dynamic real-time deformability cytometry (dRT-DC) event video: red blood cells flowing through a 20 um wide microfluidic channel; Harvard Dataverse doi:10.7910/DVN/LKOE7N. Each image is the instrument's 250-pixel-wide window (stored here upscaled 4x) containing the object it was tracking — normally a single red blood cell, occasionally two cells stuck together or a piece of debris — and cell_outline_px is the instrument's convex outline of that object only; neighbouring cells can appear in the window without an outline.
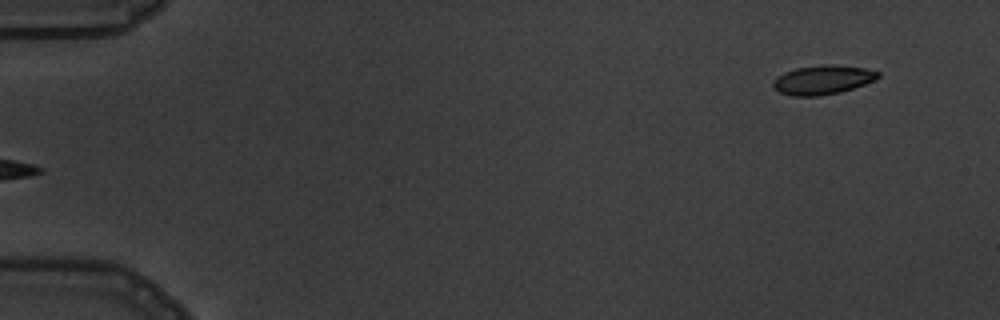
{"species": "common noctule bat (a hibernating species)", "species_latin": "Nyctalus noctula", "temperature_condition": "warm", "stored_images_in_passage": 2, "camera_frame_rate_fps": 3000, "um_per_image_px": 0.085, "animal": {"sex": "male", "body_mass_g": 19.5, "forearm_length_mm": 54.6}, "frame": {"image": 1, "passage_image": 2, "time_ms": 1.0, "image_size_px": [1000, 320], "cell_outline_px": [[880, 76], [876, 80], [840, 92], [820, 96], [792, 96], [780, 92], [772, 88], [772, 84], [776, 76], [784, 72], [796, 68], [824, 64], [828, 64], [864, 68], [880, 72]], "centroid_in_image_um": [69.9, 6.79], "position_along_channel_um": 15.1, "area_um2": 17.86}}